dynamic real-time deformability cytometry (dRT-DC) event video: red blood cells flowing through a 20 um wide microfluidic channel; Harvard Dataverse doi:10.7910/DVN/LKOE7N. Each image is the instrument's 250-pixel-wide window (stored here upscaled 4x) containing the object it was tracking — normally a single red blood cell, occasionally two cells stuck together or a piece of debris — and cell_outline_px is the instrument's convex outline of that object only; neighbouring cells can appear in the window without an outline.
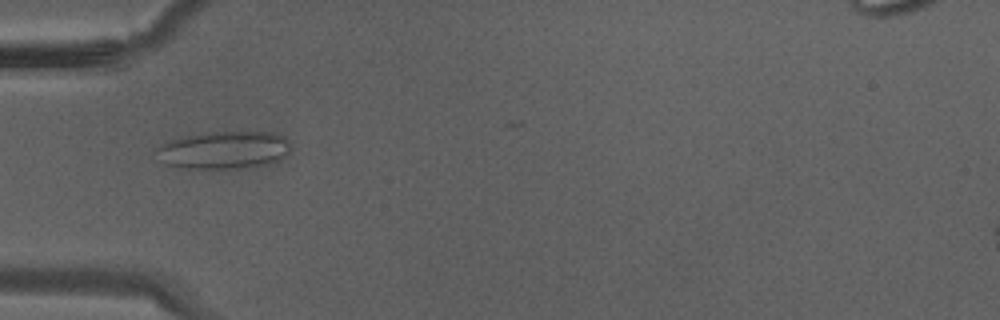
{"species": "Egyptian fruit bat (a non-hibernating species)", "species_latin": "Rousettus aegyptiacus", "temperature_condition": "warm", "stored_images_in_passage": 12, "camera_frame_rate_fps": 3000, "um_per_image_px": 0.085, "animal": {"sex": "male"}, "frame": {"image": 1, "passage_image": 5, "time_ms": 1.333, "image_size_px": [1000, 320], "cell_outline_px": [[288, 152], [280, 160], [268, 164], [248, 168], [188, 168], [164, 164], [160, 148], [160, 144], [172, 140], [204, 132], [276, 132], [284, 136], [288, 140]], "centroid_in_image_um": [19.13, 12.75], "position_along_channel_um": 65.9, "area_um2": 29.02}}